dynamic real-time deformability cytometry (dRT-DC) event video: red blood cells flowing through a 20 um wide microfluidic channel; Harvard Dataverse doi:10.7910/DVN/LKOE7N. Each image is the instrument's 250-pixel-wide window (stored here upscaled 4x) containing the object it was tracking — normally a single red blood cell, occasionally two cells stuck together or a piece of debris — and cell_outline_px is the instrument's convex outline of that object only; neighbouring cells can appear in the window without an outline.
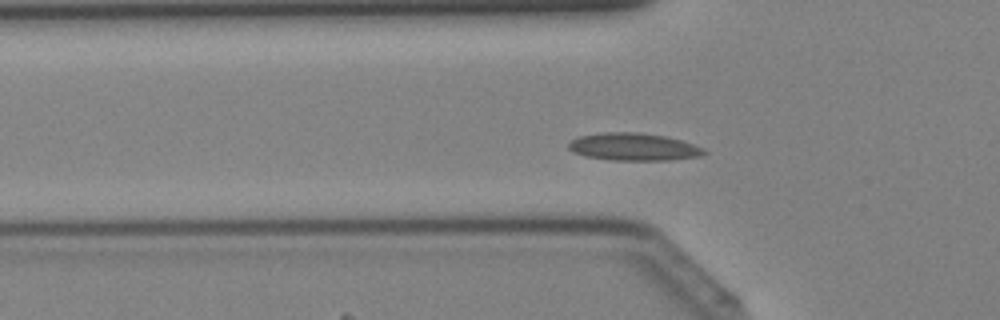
{"species": "Egyptian fruit bat (a non-hibernating species)", "species_latin": "Rousettus aegyptiacus", "temperature_condition": "cold", "stored_images_in_passage": 41, "camera_frame_rate_fps": 3000, "um_per_image_px": 0.085, "animal": {"sex": "female"}, "frame": {"image": 1, "passage_image": 13, "time_ms": 4.0, "image_size_px": [1000, 320], "cell_outline_px": [[708, 152], [704, 156], [668, 160], [608, 160], [584, 156], [572, 152], [568, 148], [568, 144], [572, 140], [580, 136], [604, 132], [636, 132], [664, 136], [680, 140], [704, 148]], "centroid_in_image_um": [53.86, 12.49], "position_along_channel_um": 71.9, "area_um2": 21.79}}
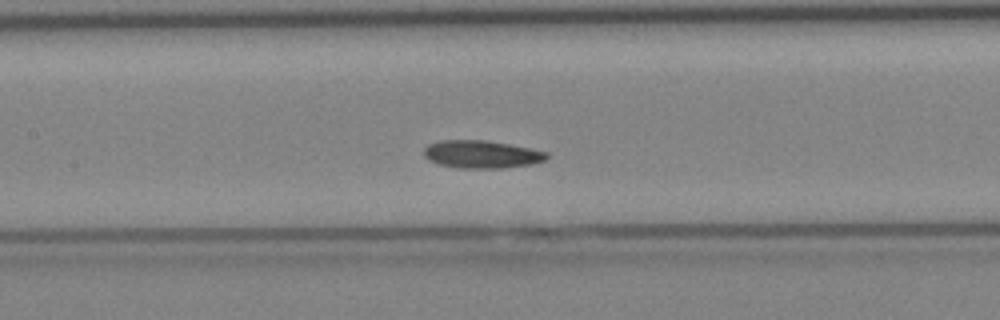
{"frame": {"image": 2, "passage_image": 19, "time_ms": 6.0, "image_size_px": [1000, 320], "cell_outline_px": [[548, 156], [544, 160], [532, 164], [500, 168], [456, 168], [440, 164], [428, 160], [424, 156], [424, 148], [428, 144], [440, 140], [484, 140], [508, 144], [548, 152]], "centroid_in_image_um": [40.89, 13.11], "position_along_channel_um": 166.5, "area_um2": 19.77}}
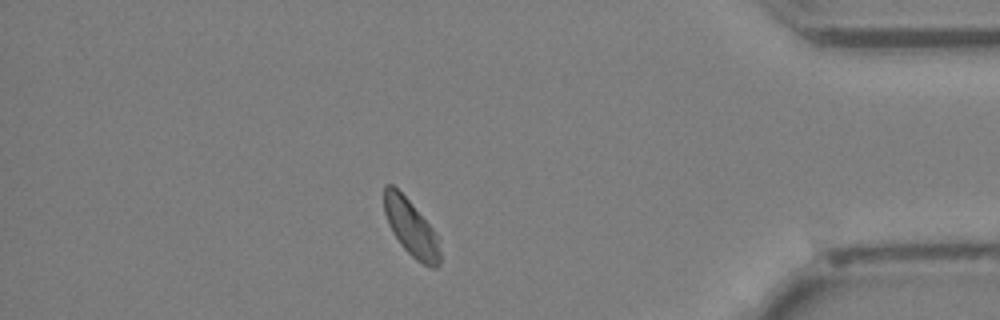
{"frame": {"image": 3, "passage_image": 36, "time_ms": 11.667, "image_size_px": [1000, 320], "cell_outline_px": [[440, 264], [436, 268], [432, 268], [416, 260], [400, 244], [392, 232], [388, 224], [384, 212], [384, 184], [392, 184], [408, 200], [432, 228], [440, 240]], "centroid_in_image_um": [34.94, 19.39], "position_along_channel_um": 400.3, "area_um2": 18.26}}